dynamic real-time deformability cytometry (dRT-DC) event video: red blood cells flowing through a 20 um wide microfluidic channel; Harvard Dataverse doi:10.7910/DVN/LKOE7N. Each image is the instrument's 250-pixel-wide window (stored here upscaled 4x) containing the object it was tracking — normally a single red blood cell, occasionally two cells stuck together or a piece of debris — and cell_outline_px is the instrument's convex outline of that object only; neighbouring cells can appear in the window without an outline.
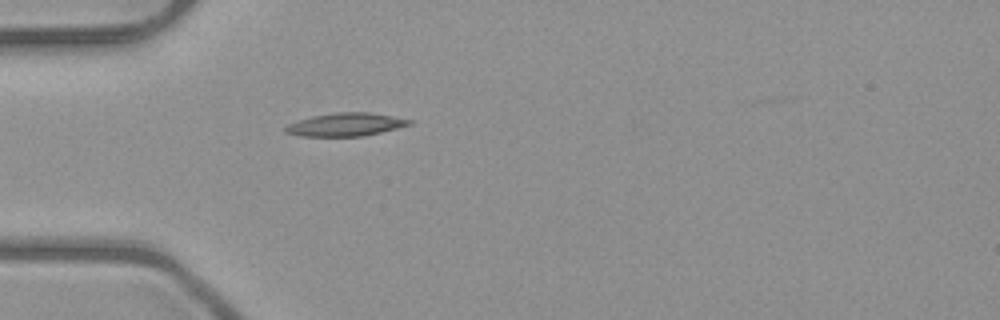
{"species": "common noctule bat (a hibernating species)", "species_latin": "Nyctalus noctula", "temperature_condition": "room temperature", "stored_images_in_passage": 37, "camera_frame_rate_fps": 3000, "um_per_image_px": 0.085, "animal": {"sex": "male", "body_mass_g": 23.1, "forearm_length_mm": 52.7}, "frame": {"image": 1, "passage_image": 1, "time_ms": 0.0, "image_size_px": [1000, 320], "cell_outline_px": [[412, 124], [364, 136], [300, 136], [284, 132], [284, 128], [288, 124], [312, 116], [336, 112], [368, 112], [392, 116], [412, 120]], "centroid_in_image_um": [29.36, 10.58], "position_along_channel_um": 55.6, "area_um2": 16.53}}
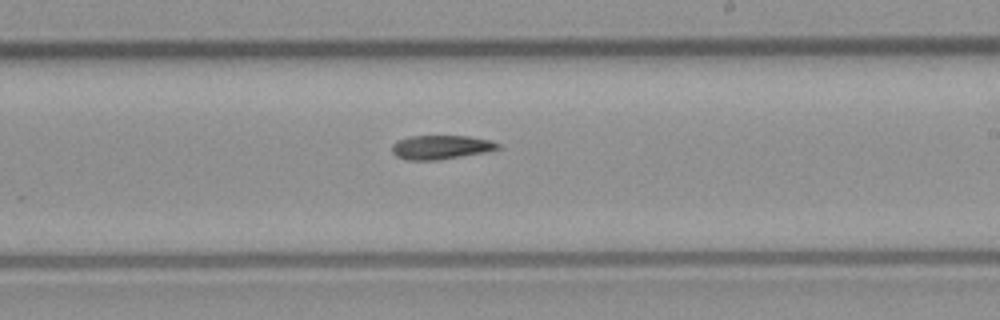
{"frame": {"image": 2, "passage_image": 16, "time_ms": 5.0, "image_size_px": [1000, 320], "cell_outline_px": [[500, 148], [484, 152], [440, 160], [408, 160], [396, 156], [392, 152], [392, 144], [396, 140], [408, 136], [468, 136], [488, 140], [500, 144]], "centroid_in_image_um": [37.42, 12.51], "position_along_channel_um": 251.6, "area_um2": 14.8}}
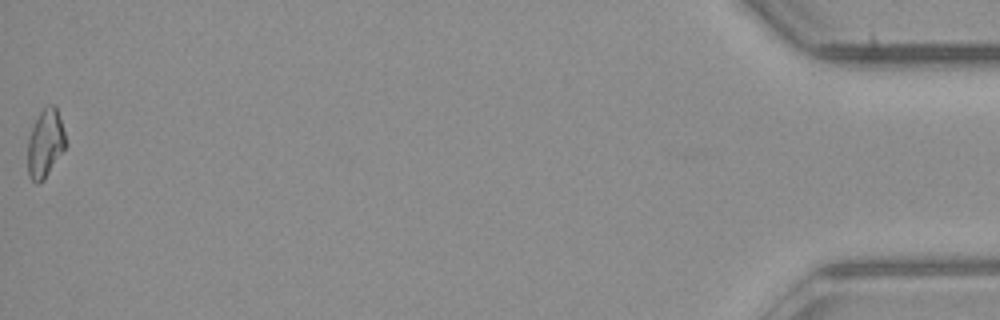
{"frame": {"image": 3, "passage_image": 37, "time_ms": 12.0, "image_size_px": [1000, 320], "cell_outline_px": [[64, 148], [44, 180], [36, 184], [28, 176], [28, 140], [32, 128], [40, 112], [48, 104], [56, 104], [60, 116], [64, 132]], "centroid_in_image_um": [3.83, 12.18], "position_along_channel_um": 431.4, "area_um2": 14.8}}